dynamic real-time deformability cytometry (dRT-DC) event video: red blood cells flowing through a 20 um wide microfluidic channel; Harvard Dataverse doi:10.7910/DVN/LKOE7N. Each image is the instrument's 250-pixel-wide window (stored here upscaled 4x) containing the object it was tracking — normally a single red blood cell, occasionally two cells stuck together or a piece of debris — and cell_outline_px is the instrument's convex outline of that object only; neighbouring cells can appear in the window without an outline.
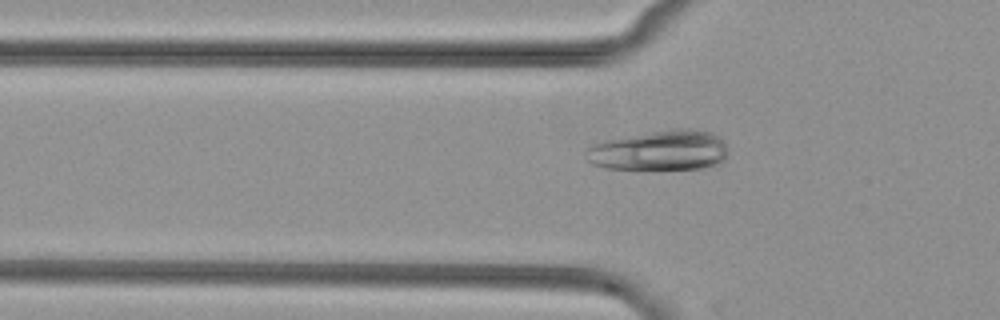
{"species": "common noctule bat (a hibernating species)", "species_latin": "Nyctalus noctula", "temperature_condition": "cold", "stored_images_in_passage": 7, "camera_frame_rate_fps": 3000, "um_per_image_px": 0.085, "animal": {"sex": "female", "body_mass_g": 29.2, "forearm_length_mm": 56.3}, "frame": {"image": 1, "passage_image": 6, "time_ms": 1.667, "image_size_px": [1000, 320], "cell_outline_px": [[724, 160], [720, 164], [700, 168], [636, 172], [604, 168], [592, 164], [588, 160], [584, 152], [584, 148], [592, 144], [604, 140], [676, 128], [688, 128], [712, 132], [724, 144]], "centroid_in_image_um": [55.96, 12.85], "position_along_channel_um": 69.8, "area_um2": 34.1}}